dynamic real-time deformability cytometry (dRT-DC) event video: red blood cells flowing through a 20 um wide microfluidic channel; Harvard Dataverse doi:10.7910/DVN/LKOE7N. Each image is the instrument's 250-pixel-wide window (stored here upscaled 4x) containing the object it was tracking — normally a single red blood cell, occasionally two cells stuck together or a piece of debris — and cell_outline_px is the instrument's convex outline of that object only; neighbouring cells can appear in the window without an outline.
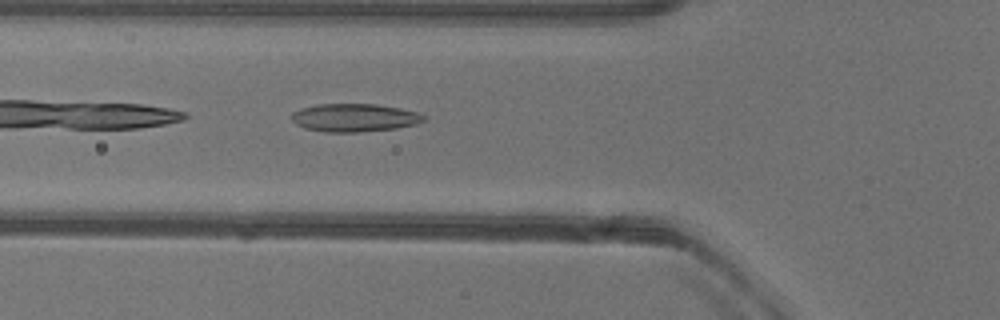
{"species": "common noctule bat (a hibernating species)", "species_latin": "Nyctalus noctula", "temperature_condition": "warm", "stored_images_in_passage": 37, "camera_frame_rate_fps": 3000, "um_per_image_px": 0.085, "animal": {"sex": "female"}, "frame": {"image": 1, "passage_image": 4, "time_ms": 1.0, "image_size_px": [1000, 320], "cell_outline_px": [[428, 116], [424, 120], [416, 124], [396, 128], [364, 132], [324, 132], [304, 128], [296, 124], [288, 116], [292, 112], [300, 108], [316, 104], [376, 104], [400, 108], [416, 112]], "centroid_in_image_um": [30.09, 10.0], "position_along_channel_um": 95.7, "area_um2": 21.91}}
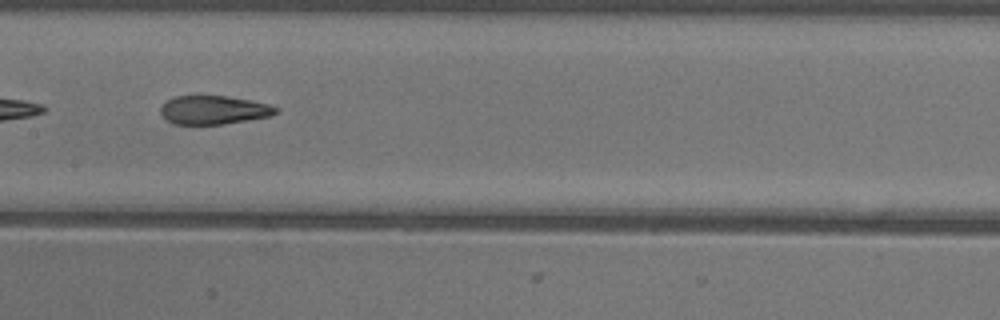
{"frame": {"image": 2, "passage_image": 11, "time_ms": 3.333, "image_size_px": [1000, 320], "cell_outline_px": [[280, 112], [268, 116], [248, 120], [224, 124], [172, 124], [160, 112], [160, 108], [168, 100], [176, 96], [228, 96], [252, 100], [268, 104], [280, 108]], "centroid_in_image_um": [18.21, 9.34], "position_along_channel_um": 189.2, "area_um2": 19.19}}
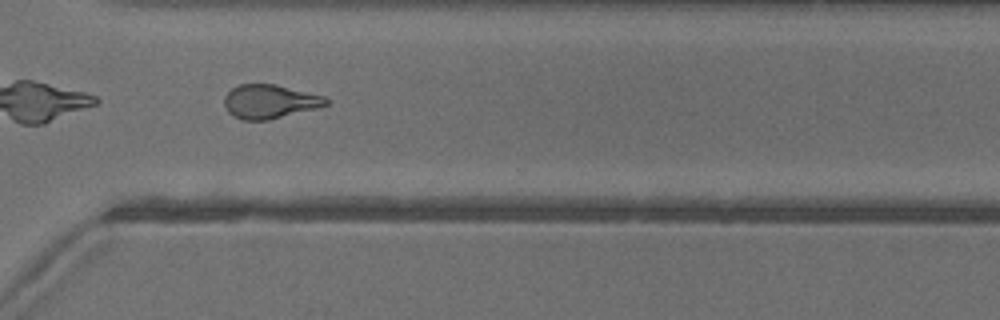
{"frame": {"image": 3, "passage_image": 23, "time_ms": 7.333, "image_size_px": [1000, 320], "cell_outline_px": [[332, 100], [328, 104], [316, 108], [268, 120], [244, 120], [232, 116], [228, 112], [224, 104], [224, 96], [232, 88], [240, 84], [276, 84], [324, 96]], "centroid_in_image_um": [22.92, 8.63], "position_along_channel_um": 347.7, "area_um2": 20.11}, "authors_computed_cell_mechanics": {"area_um2": 20.519, "velocity_mm_per_s": 3.9715, "shape_relaxation_time_tau1_ms": 10.9791, "shape_relaxation_time_tau2_ms": 1.8325, "deformation_change_tau1": 0.3233, "deformation_change_tau2": 0.0913}}